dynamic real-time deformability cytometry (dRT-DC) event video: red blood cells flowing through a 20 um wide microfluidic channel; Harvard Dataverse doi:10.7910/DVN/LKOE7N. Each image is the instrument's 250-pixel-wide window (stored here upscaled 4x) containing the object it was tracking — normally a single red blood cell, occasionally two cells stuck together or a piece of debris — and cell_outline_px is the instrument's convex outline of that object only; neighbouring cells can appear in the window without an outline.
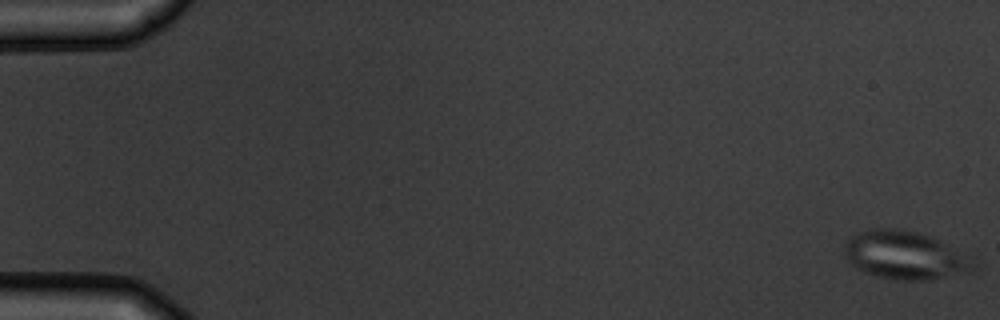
{"species": "common noctule bat (a hibernating species)", "species_latin": "Nyctalus noctula", "temperature_condition": "warm", "stored_images_in_passage": 5, "camera_frame_rate_fps": 3000, "um_per_image_px": 0.085, "animal": {"sex": "male", "body_mass_g": 19.5, "forearm_length_mm": 54.6}, "frame": {"image": 1, "passage_image": 1, "time_ms": 0.0, "image_size_px": [1000, 320], "cell_outline_px": [[972, 268], [928, 280], [900, 280], [876, 276], [856, 268], [848, 260], [844, 252], [844, 244], [852, 236], [860, 232], [872, 228], [896, 228], [916, 232], [932, 236], [940, 240], [972, 264]], "centroid_in_image_um": [76.73, 21.67], "position_along_channel_um": 8.3, "area_um2": 34.74}}